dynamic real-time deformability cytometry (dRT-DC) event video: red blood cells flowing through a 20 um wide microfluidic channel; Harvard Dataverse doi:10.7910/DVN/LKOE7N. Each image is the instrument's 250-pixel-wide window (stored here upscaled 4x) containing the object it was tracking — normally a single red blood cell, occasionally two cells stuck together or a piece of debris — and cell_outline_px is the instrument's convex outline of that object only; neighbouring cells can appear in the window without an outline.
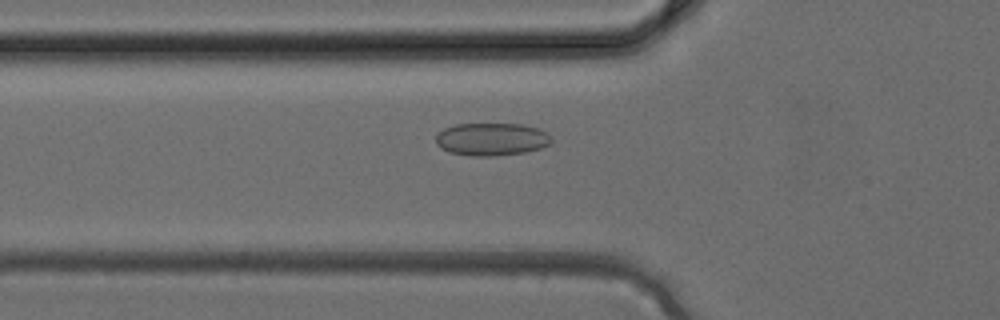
{"species": "common noctule bat (a hibernating species)", "species_latin": "Nyctalus noctula", "temperature_condition": "cold", "stored_images_in_passage": 37, "camera_frame_rate_fps": 3000, "um_per_image_px": 0.085, "animal": {"sex": "female", "body_mass_g": 24.6, "forearm_length_mm": 56.2}, "frame": {"image": 1, "passage_image": 13, "time_ms": 4.0, "image_size_px": [1000, 320], "cell_outline_px": [[552, 140], [548, 144], [540, 148], [524, 152], [496, 156], [472, 156], [448, 152], [440, 148], [436, 144], [436, 136], [444, 128], [456, 124], [520, 124], [536, 128], [548, 132], [552, 136]], "centroid_in_image_um": [41.77, 11.84], "position_along_channel_um": 84.0, "area_um2": 22.08}}
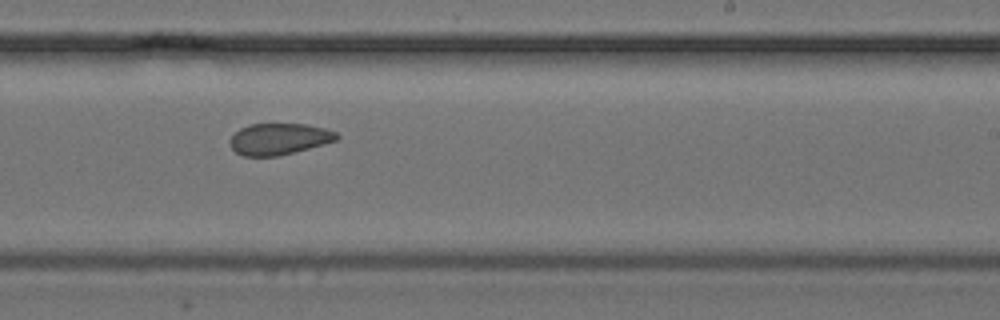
{"frame": {"image": 2, "passage_image": 23, "time_ms": 7.333, "image_size_px": [1000, 320], "cell_outline_px": [[340, 136], [336, 140], [324, 144], [276, 156], [244, 156], [236, 152], [228, 144], [228, 140], [240, 128], [248, 124], [304, 124], [324, 128], [336, 132]], "centroid_in_image_um": [23.68, 11.8], "position_along_channel_um": 265.3, "area_um2": 19.42}}
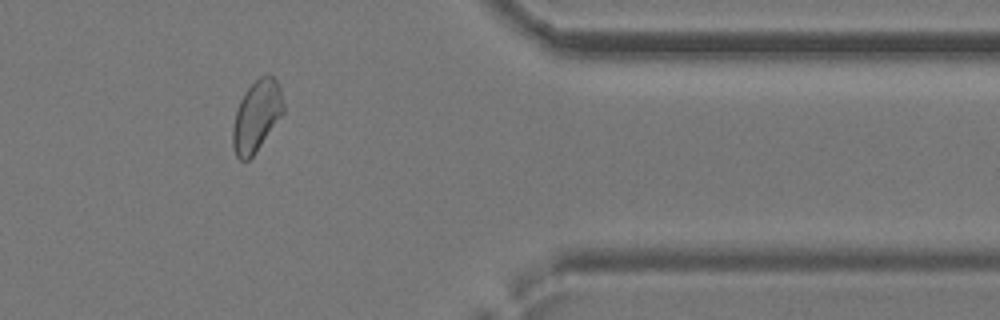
{"frame": {"image": 3, "passage_image": 31, "time_ms": 10.0, "image_size_px": [1000, 320], "cell_outline_px": [[284, 112], [256, 152], [248, 160], [240, 160], [236, 156], [232, 144], [232, 128], [236, 112], [240, 100], [244, 92], [260, 76], [272, 76], [280, 84], [284, 104]], "centroid_in_image_um": [21.81, 9.87], "position_along_channel_um": 389.6, "area_um2": 20.92}}